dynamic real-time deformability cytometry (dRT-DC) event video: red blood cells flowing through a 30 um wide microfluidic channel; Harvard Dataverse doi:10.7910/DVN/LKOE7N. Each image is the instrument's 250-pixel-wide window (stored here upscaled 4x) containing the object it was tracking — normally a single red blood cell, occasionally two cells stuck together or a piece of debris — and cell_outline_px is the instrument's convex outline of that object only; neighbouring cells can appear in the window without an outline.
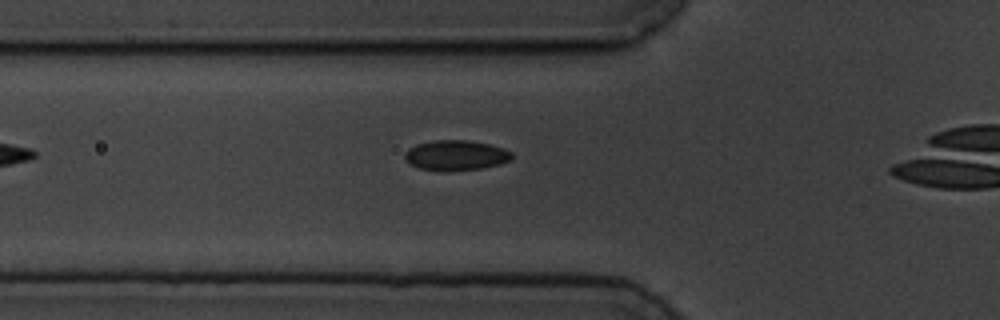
{"species": "common noctule bat (a hibernating species)", "species_latin": "Nyctalus noctula", "temperature_condition": "cold", "stored_images_in_passage": 44, "camera_frame_rate_fps": 3000, "um_per_image_px": 0.085, "animal": {"sex": "male", "body_mass_g": 19.5, "forearm_length_mm": 54.6}, "frame": {"image": 1, "passage_image": 14, "time_ms": 4.333, "image_size_px": [1000, 320], "cell_outline_px": [[512, 156], [508, 160], [500, 164], [480, 168], [448, 172], [440, 172], [420, 168], [408, 164], [404, 160], [404, 152], [408, 148], [416, 144], [432, 140], [464, 140], [488, 144], [504, 148], [512, 152]], "centroid_in_image_um": [38.67, 13.21], "position_along_channel_um": 87.1, "area_um2": 19.07}}
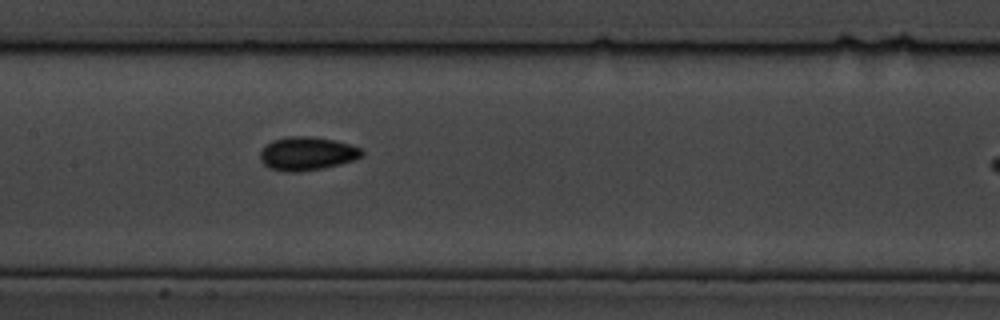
{"frame": {"image": 2, "passage_image": 22, "time_ms": 7.0, "image_size_px": [1000, 320], "cell_outline_px": [[364, 156], [340, 164], [324, 168], [296, 172], [284, 172], [268, 168], [260, 160], [260, 152], [272, 140], [288, 136], [308, 136], [332, 140], [348, 144], [360, 148], [364, 152]], "centroid_in_image_um": [26.08, 13.07], "position_along_channel_um": 181.3, "area_um2": 19.77}}
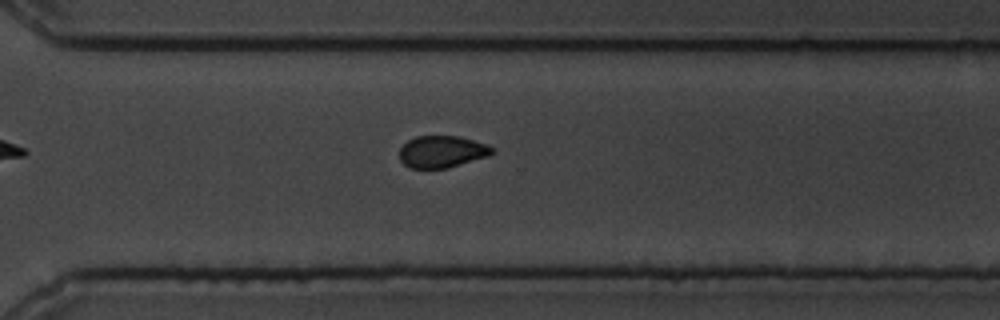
{"frame": {"image": 3, "passage_image": 35, "time_ms": 11.333, "image_size_px": [1000, 320], "cell_outline_px": [[496, 152], [488, 156], [448, 168], [408, 168], [400, 160], [400, 148], [408, 140], [416, 136], [460, 136], [488, 144]], "centroid_in_image_um": [37.58, 12.89], "position_along_channel_um": 333.0, "area_um2": 17.34}, "authors_computed_cell_mechanics": {"area_um2": 18.785, "velocity_mm_per_s": 3.5121, "shape_relaxation_time_tau1_ms": 2.6297, "shape_relaxation_time_tau2_ms": 3.2308, "deformation_change_tau1": 0.0805, "deformation_change_tau2": 0.064}}